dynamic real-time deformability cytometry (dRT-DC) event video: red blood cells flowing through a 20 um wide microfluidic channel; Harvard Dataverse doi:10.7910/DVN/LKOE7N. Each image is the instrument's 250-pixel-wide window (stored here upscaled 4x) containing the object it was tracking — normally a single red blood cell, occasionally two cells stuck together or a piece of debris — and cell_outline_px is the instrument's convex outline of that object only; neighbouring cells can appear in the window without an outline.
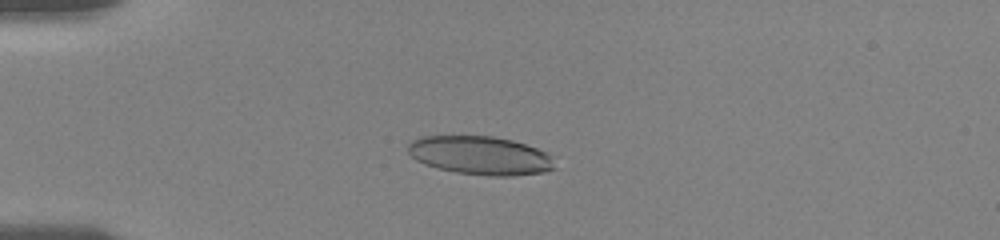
{"species": "human", "species_latin": "Homo sapiens", "temperature_condition": "room temperature", "stored_images_in_passage": 25, "camera_frame_rate_fps": 3000, "um_per_image_px": 0.085, "donor": {"sex": "female"}, "frame": {"image": 1, "passage_image": 13, "time_ms": 4.333, "image_size_px": [1000, 240], "cell_outline_px": [[556, 168], [544, 172], [512, 176], [488, 176], [456, 172], [436, 168], [424, 164], [416, 160], [408, 152], [408, 144], [412, 140], [420, 136], [492, 136], [512, 140], [536, 148], [552, 156]], "centroid_in_image_um": [40.81, 13.22], "position_along_channel_um": 44.2, "area_um2": 33.06}}
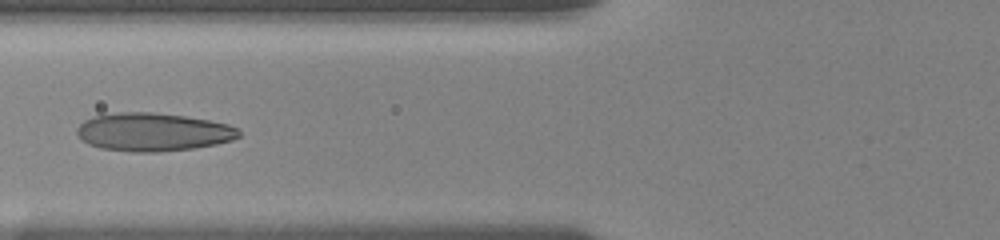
{"frame": {"image": 2, "passage_image": 20, "time_ms": 7.0, "image_size_px": [1000, 240], "cell_outline_px": [[240, 136], [232, 140], [216, 144], [192, 148], [156, 152], [132, 152], [100, 148], [88, 144], [76, 132], [76, 128], [84, 120], [92, 116], [116, 112], [152, 112], [184, 116], [208, 120], [228, 124], [240, 128]], "centroid_in_image_um": [13.0, 11.21], "position_along_channel_um": 112.8, "area_um2": 36.13}}
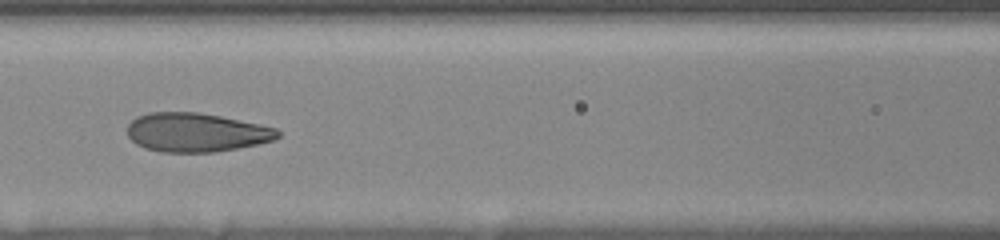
{"frame": {"image": 3, "passage_image": 23, "time_ms": 8.0, "image_size_px": [1000, 240], "cell_outline_px": [[280, 136], [272, 140], [256, 144], [216, 152], [160, 152], [144, 148], [136, 144], [128, 136], [128, 124], [136, 116], [148, 112], [200, 112], [260, 124], [276, 128], [280, 132]], "centroid_in_image_um": [16.64, 11.25], "position_along_channel_um": 150.0, "area_um2": 34.16}}